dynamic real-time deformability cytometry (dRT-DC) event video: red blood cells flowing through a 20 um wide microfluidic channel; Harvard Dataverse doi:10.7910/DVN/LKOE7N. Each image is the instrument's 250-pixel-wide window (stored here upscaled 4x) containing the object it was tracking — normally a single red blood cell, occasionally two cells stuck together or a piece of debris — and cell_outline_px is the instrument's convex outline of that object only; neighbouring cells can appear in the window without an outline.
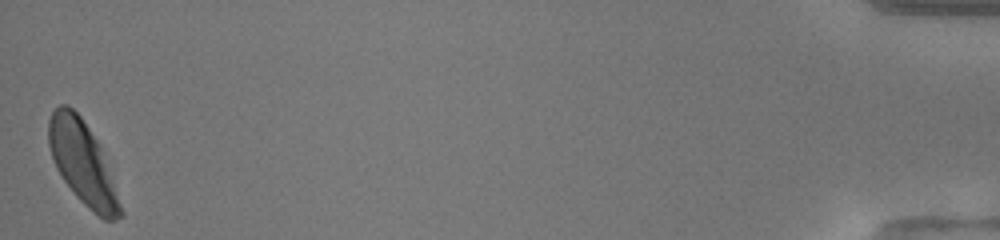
{"species": "human", "species_latin": "Homo sapiens", "temperature_condition": "warm", "stored_images_in_passage": 42, "camera_frame_rate_fps": 3000, "um_per_image_px": 0.085, "donor": {"sex": "female"}, "frame": {"image": 1, "passage_image": 42, "time_ms": 13.667, "image_size_px": [1000, 240], "cell_outline_px": [[124, 216], [116, 220], [104, 220], [88, 208], [76, 196], [64, 180], [56, 168], [48, 144], [48, 120], [52, 112], [60, 104], [68, 104], [80, 116], [96, 140], [100, 148], [124, 212]], "centroid_in_image_um": [7.0, 13.87], "position_along_channel_um": 428.2, "area_um2": 33.99}, "authors_computed_cell_mechanics": {"area_um2": 34.0731, "velocity_mm_per_s": 4.1459, "shape_relaxation_time_tau1_ms": 2.5815, "shape_relaxation_time_tau2_ms": null, "deformation_change_tau1": 0.1736, "deformation_change_tau2": null}}